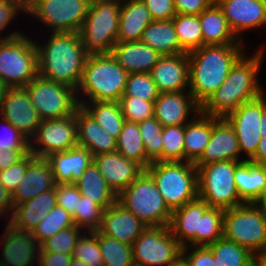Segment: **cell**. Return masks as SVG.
I'll return each mask as SVG.
<instances>
[{
	"instance_id": "obj_59",
	"label": "cell",
	"mask_w": 266,
	"mask_h": 266,
	"mask_svg": "<svg viewBox=\"0 0 266 266\" xmlns=\"http://www.w3.org/2000/svg\"><path fill=\"white\" fill-rule=\"evenodd\" d=\"M13 201L11 193L0 182V216L5 217L8 212L13 213Z\"/></svg>"
},
{
	"instance_id": "obj_42",
	"label": "cell",
	"mask_w": 266,
	"mask_h": 266,
	"mask_svg": "<svg viewBox=\"0 0 266 266\" xmlns=\"http://www.w3.org/2000/svg\"><path fill=\"white\" fill-rule=\"evenodd\" d=\"M140 134L144 142L147 159L152 163L162 161V131L163 126L152 117L138 123Z\"/></svg>"
},
{
	"instance_id": "obj_41",
	"label": "cell",
	"mask_w": 266,
	"mask_h": 266,
	"mask_svg": "<svg viewBox=\"0 0 266 266\" xmlns=\"http://www.w3.org/2000/svg\"><path fill=\"white\" fill-rule=\"evenodd\" d=\"M74 222L70 213L63 207L56 205L51 209L44 219L37 225L32 235L41 245L44 241L51 238L57 232L74 226Z\"/></svg>"
},
{
	"instance_id": "obj_21",
	"label": "cell",
	"mask_w": 266,
	"mask_h": 266,
	"mask_svg": "<svg viewBox=\"0 0 266 266\" xmlns=\"http://www.w3.org/2000/svg\"><path fill=\"white\" fill-rule=\"evenodd\" d=\"M159 93L189 89L188 53L161 56L150 71Z\"/></svg>"
},
{
	"instance_id": "obj_26",
	"label": "cell",
	"mask_w": 266,
	"mask_h": 266,
	"mask_svg": "<svg viewBox=\"0 0 266 266\" xmlns=\"http://www.w3.org/2000/svg\"><path fill=\"white\" fill-rule=\"evenodd\" d=\"M56 182L48 161L35 157L27 167L24 177L11 193L13 206L31 200L40 193L54 189Z\"/></svg>"
},
{
	"instance_id": "obj_45",
	"label": "cell",
	"mask_w": 266,
	"mask_h": 266,
	"mask_svg": "<svg viewBox=\"0 0 266 266\" xmlns=\"http://www.w3.org/2000/svg\"><path fill=\"white\" fill-rule=\"evenodd\" d=\"M159 91L150 73H130L127 77L122 97H137L145 101L155 102Z\"/></svg>"
},
{
	"instance_id": "obj_44",
	"label": "cell",
	"mask_w": 266,
	"mask_h": 266,
	"mask_svg": "<svg viewBox=\"0 0 266 266\" xmlns=\"http://www.w3.org/2000/svg\"><path fill=\"white\" fill-rule=\"evenodd\" d=\"M103 211L104 209L100 205L82 195L78 197L77 212L72 219L78 228L98 231L101 226Z\"/></svg>"
},
{
	"instance_id": "obj_50",
	"label": "cell",
	"mask_w": 266,
	"mask_h": 266,
	"mask_svg": "<svg viewBox=\"0 0 266 266\" xmlns=\"http://www.w3.org/2000/svg\"><path fill=\"white\" fill-rule=\"evenodd\" d=\"M35 157L36 156L33 153L28 152L17 163L13 164L12 166L3 171H0V182L10 193H12L17 187V185L20 183V181L25 175L28 164Z\"/></svg>"
},
{
	"instance_id": "obj_56",
	"label": "cell",
	"mask_w": 266,
	"mask_h": 266,
	"mask_svg": "<svg viewBox=\"0 0 266 266\" xmlns=\"http://www.w3.org/2000/svg\"><path fill=\"white\" fill-rule=\"evenodd\" d=\"M176 14L199 15L209 8L215 0H173Z\"/></svg>"
},
{
	"instance_id": "obj_43",
	"label": "cell",
	"mask_w": 266,
	"mask_h": 266,
	"mask_svg": "<svg viewBox=\"0 0 266 266\" xmlns=\"http://www.w3.org/2000/svg\"><path fill=\"white\" fill-rule=\"evenodd\" d=\"M224 210L210 207L200 218L199 246H209L223 237Z\"/></svg>"
},
{
	"instance_id": "obj_28",
	"label": "cell",
	"mask_w": 266,
	"mask_h": 266,
	"mask_svg": "<svg viewBox=\"0 0 266 266\" xmlns=\"http://www.w3.org/2000/svg\"><path fill=\"white\" fill-rule=\"evenodd\" d=\"M111 55L130 73H150L162 56L155 49L141 41L117 42Z\"/></svg>"
},
{
	"instance_id": "obj_8",
	"label": "cell",
	"mask_w": 266,
	"mask_h": 266,
	"mask_svg": "<svg viewBox=\"0 0 266 266\" xmlns=\"http://www.w3.org/2000/svg\"><path fill=\"white\" fill-rule=\"evenodd\" d=\"M38 76L36 42L25 36L0 40V81L8 88L26 87Z\"/></svg>"
},
{
	"instance_id": "obj_34",
	"label": "cell",
	"mask_w": 266,
	"mask_h": 266,
	"mask_svg": "<svg viewBox=\"0 0 266 266\" xmlns=\"http://www.w3.org/2000/svg\"><path fill=\"white\" fill-rule=\"evenodd\" d=\"M140 41L162 56L185 53L179 44L173 20L152 21L142 33Z\"/></svg>"
},
{
	"instance_id": "obj_12",
	"label": "cell",
	"mask_w": 266,
	"mask_h": 266,
	"mask_svg": "<svg viewBox=\"0 0 266 266\" xmlns=\"http://www.w3.org/2000/svg\"><path fill=\"white\" fill-rule=\"evenodd\" d=\"M24 88L41 120L68 117L79 107L76 90L39 75Z\"/></svg>"
},
{
	"instance_id": "obj_22",
	"label": "cell",
	"mask_w": 266,
	"mask_h": 266,
	"mask_svg": "<svg viewBox=\"0 0 266 266\" xmlns=\"http://www.w3.org/2000/svg\"><path fill=\"white\" fill-rule=\"evenodd\" d=\"M93 162L116 195L126 189L144 171L139 164L126 159L117 151L93 156Z\"/></svg>"
},
{
	"instance_id": "obj_55",
	"label": "cell",
	"mask_w": 266,
	"mask_h": 266,
	"mask_svg": "<svg viewBox=\"0 0 266 266\" xmlns=\"http://www.w3.org/2000/svg\"><path fill=\"white\" fill-rule=\"evenodd\" d=\"M153 21L172 20L176 15L173 0H143Z\"/></svg>"
},
{
	"instance_id": "obj_65",
	"label": "cell",
	"mask_w": 266,
	"mask_h": 266,
	"mask_svg": "<svg viewBox=\"0 0 266 266\" xmlns=\"http://www.w3.org/2000/svg\"><path fill=\"white\" fill-rule=\"evenodd\" d=\"M69 266H88L82 260L72 258Z\"/></svg>"
},
{
	"instance_id": "obj_54",
	"label": "cell",
	"mask_w": 266,
	"mask_h": 266,
	"mask_svg": "<svg viewBox=\"0 0 266 266\" xmlns=\"http://www.w3.org/2000/svg\"><path fill=\"white\" fill-rule=\"evenodd\" d=\"M187 250H191L190 253ZM181 258L188 266H216L213 253L208 246H184Z\"/></svg>"
},
{
	"instance_id": "obj_1",
	"label": "cell",
	"mask_w": 266,
	"mask_h": 266,
	"mask_svg": "<svg viewBox=\"0 0 266 266\" xmlns=\"http://www.w3.org/2000/svg\"><path fill=\"white\" fill-rule=\"evenodd\" d=\"M264 47L252 56L245 52L232 65L221 86L200 106V112L215 118H225L240 105L265 94L258 81Z\"/></svg>"
},
{
	"instance_id": "obj_52",
	"label": "cell",
	"mask_w": 266,
	"mask_h": 266,
	"mask_svg": "<svg viewBox=\"0 0 266 266\" xmlns=\"http://www.w3.org/2000/svg\"><path fill=\"white\" fill-rule=\"evenodd\" d=\"M24 11L26 13V0H1L0 1V34L1 32L9 26V24L14 20L16 15ZM19 31H14L6 35V37H1L0 40L10 39L21 35Z\"/></svg>"
},
{
	"instance_id": "obj_35",
	"label": "cell",
	"mask_w": 266,
	"mask_h": 266,
	"mask_svg": "<svg viewBox=\"0 0 266 266\" xmlns=\"http://www.w3.org/2000/svg\"><path fill=\"white\" fill-rule=\"evenodd\" d=\"M81 195L93 200L104 210L117 201V195L105 182L98 167L92 162L75 182Z\"/></svg>"
},
{
	"instance_id": "obj_17",
	"label": "cell",
	"mask_w": 266,
	"mask_h": 266,
	"mask_svg": "<svg viewBox=\"0 0 266 266\" xmlns=\"http://www.w3.org/2000/svg\"><path fill=\"white\" fill-rule=\"evenodd\" d=\"M5 225L0 266H33L37 263L41 247L32 232L18 230L8 222Z\"/></svg>"
},
{
	"instance_id": "obj_38",
	"label": "cell",
	"mask_w": 266,
	"mask_h": 266,
	"mask_svg": "<svg viewBox=\"0 0 266 266\" xmlns=\"http://www.w3.org/2000/svg\"><path fill=\"white\" fill-rule=\"evenodd\" d=\"M216 266H254L255 255L245 247L224 237L208 246Z\"/></svg>"
},
{
	"instance_id": "obj_61",
	"label": "cell",
	"mask_w": 266,
	"mask_h": 266,
	"mask_svg": "<svg viewBox=\"0 0 266 266\" xmlns=\"http://www.w3.org/2000/svg\"><path fill=\"white\" fill-rule=\"evenodd\" d=\"M253 203L260 210V212L266 219V191Z\"/></svg>"
},
{
	"instance_id": "obj_25",
	"label": "cell",
	"mask_w": 266,
	"mask_h": 266,
	"mask_svg": "<svg viewBox=\"0 0 266 266\" xmlns=\"http://www.w3.org/2000/svg\"><path fill=\"white\" fill-rule=\"evenodd\" d=\"M48 161L56 184H75L86 168L93 162L92 153L84 147L49 154Z\"/></svg>"
},
{
	"instance_id": "obj_13",
	"label": "cell",
	"mask_w": 266,
	"mask_h": 266,
	"mask_svg": "<svg viewBox=\"0 0 266 266\" xmlns=\"http://www.w3.org/2000/svg\"><path fill=\"white\" fill-rule=\"evenodd\" d=\"M135 266H170L181 258L182 246L169 226H148L132 245Z\"/></svg>"
},
{
	"instance_id": "obj_53",
	"label": "cell",
	"mask_w": 266,
	"mask_h": 266,
	"mask_svg": "<svg viewBox=\"0 0 266 266\" xmlns=\"http://www.w3.org/2000/svg\"><path fill=\"white\" fill-rule=\"evenodd\" d=\"M56 204L73 217L77 212L78 197L81 193L75 184H56Z\"/></svg>"
},
{
	"instance_id": "obj_36",
	"label": "cell",
	"mask_w": 266,
	"mask_h": 266,
	"mask_svg": "<svg viewBox=\"0 0 266 266\" xmlns=\"http://www.w3.org/2000/svg\"><path fill=\"white\" fill-rule=\"evenodd\" d=\"M90 116L105 130L110 136L118 138L126 121L119 102L95 101L78 102Z\"/></svg>"
},
{
	"instance_id": "obj_58",
	"label": "cell",
	"mask_w": 266,
	"mask_h": 266,
	"mask_svg": "<svg viewBox=\"0 0 266 266\" xmlns=\"http://www.w3.org/2000/svg\"><path fill=\"white\" fill-rule=\"evenodd\" d=\"M30 150H0V171L21 160Z\"/></svg>"
},
{
	"instance_id": "obj_37",
	"label": "cell",
	"mask_w": 266,
	"mask_h": 266,
	"mask_svg": "<svg viewBox=\"0 0 266 266\" xmlns=\"http://www.w3.org/2000/svg\"><path fill=\"white\" fill-rule=\"evenodd\" d=\"M116 151L126 159L139 164L144 170L151 164L147 159L138 123L124 122L122 130L117 138Z\"/></svg>"
},
{
	"instance_id": "obj_11",
	"label": "cell",
	"mask_w": 266,
	"mask_h": 266,
	"mask_svg": "<svg viewBox=\"0 0 266 266\" xmlns=\"http://www.w3.org/2000/svg\"><path fill=\"white\" fill-rule=\"evenodd\" d=\"M91 0H26V13L41 20L51 33H79Z\"/></svg>"
},
{
	"instance_id": "obj_33",
	"label": "cell",
	"mask_w": 266,
	"mask_h": 266,
	"mask_svg": "<svg viewBox=\"0 0 266 266\" xmlns=\"http://www.w3.org/2000/svg\"><path fill=\"white\" fill-rule=\"evenodd\" d=\"M212 134V117L198 113L184 125V161L195 163L202 155Z\"/></svg>"
},
{
	"instance_id": "obj_48",
	"label": "cell",
	"mask_w": 266,
	"mask_h": 266,
	"mask_svg": "<svg viewBox=\"0 0 266 266\" xmlns=\"http://www.w3.org/2000/svg\"><path fill=\"white\" fill-rule=\"evenodd\" d=\"M81 230L84 232L83 229L74 225L57 232L40 245V252H53L73 255L77 240L83 233Z\"/></svg>"
},
{
	"instance_id": "obj_6",
	"label": "cell",
	"mask_w": 266,
	"mask_h": 266,
	"mask_svg": "<svg viewBox=\"0 0 266 266\" xmlns=\"http://www.w3.org/2000/svg\"><path fill=\"white\" fill-rule=\"evenodd\" d=\"M117 202L147 227L170 224L172 211L166 205L154 179L146 170L117 195Z\"/></svg>"
},
{
	"instance_id": "obj_10",
	"label": "cell",
	"mask_w": 266,
	"mask_h": 266,
	"mask_svg": "<svg viewBox=\"0 0 266 266\" xmlns=\"http://www.w3.org/2000/svg\"><path fill=\"white\" fill-rule=\"evenodd\" d=\"M223 237L250 250H266V219L254 203L224 210Z\"/></svg>"
},
{
	"instance_id": "obj_23",
	"label": "cell",
	"mask_w": 266,
	"mask_h": 266,
	"mask_svg": "<svg viewBox=\"0 0 266 266\" xmlns=\"http://www.w3.org/2000/svg\"><path fill=\"white\" fill-rule=\"evenodd\" d=\"M146 227L141 220L116 201L103 211L99 231L132 246Z\"/></svg>"
},
{
	"instance_id": "obj_46",
	"label": "cell",
	"mask_w": 266,
	"mask_h": 266,
	"mask_svg": "<svg viewBox=\"0 0 266 266\" xmlns=\"http://www.w3.org/2000/svg\"><path fill=\"white\" fill-rule=\"evenodd\" d=\"M72 257L82 260L88 266H103L98 231H84L77 240Z\"/></svg>"
},
{
	"instance_id": "obj_32",
	"label": "cell",
	"mask_w": 266,
	"mask_h": 266,
	"mask_svg": "<svg viewBox=\"0 0 266 266\" xmlns=\"http://www.w3.org/2000/svg\"><path fill=\"white\" fill-rule=\"evenodd\" d=\"M235 185L245 203H253L266 191V166L242 161L235 168Z\"/></svg>"
},
{
	"instance_id": "obj_18",
	"label": "cell",
	"mask_w": 266,
	"mask_h": 266,
	"mask_svg": "<svg viewBox=\"0 0 266 266\" xmlns=\"http://www.w3.org/2000/svg\"><path fill=\"white\" fill-rule=\"evenodd\" d=\"M235 36L266 25V0H215Z\"/></svg>"
},
{
	"instance_id": "obj_9",
	"label": "cell",
	"mask_w": 266,
	"mask_h": 266,
	"mask_svg": "<svg viewBox=\"0 0 266 266\" xmlns=\"http://www.w3.org/2000/svg\"><path fill=\"white\" fill-rule=\"evenodd\" d=\"M242 161H218L195 165L198 172V197L210 207L223 210L245 202L239 197L235 185V168Z\"/></svg>"
},
{
	"instance_id": "obj_4",
	"label": "cell",
	"mask_w": 266,
	"mask_h": 266,
	"mask_svg": "<svg viewBox=\"0 0 266 266\" xmlns=\"http://www.w3.org/2000/svg\"><path fill=\"white\" fill-rule=\"evenodd\" d=\"M128 74L111 53L89 54L76 90L78 102H119L125 90ZM79 97H82L81 100Z\"/></svg>"
},
{
	"instance_id": "obj_57",
	"label": "cell",
	"mask_w": 266,
	"mask_h": 266,
	"mask_svg": "<svg viewBox=\"0 0 266 266\" xmlns=\"http://www.w3.org/2000/svg\"><path fill=\"white\" fill-rule=\"evenodd\" d=\"M72 255L53 253V252H40L38 259V266H69Z\"/></svg>"
},
{
	"instance_id": "obj_64",
	"label": "cell",
	"mask_w": 266,
	"mask_h": 266,
	"mask_svg": "<svg viewBox=\"0 0 266 266\" xmlns=\"http://www.w3.org/2000/svg\"><path fill=\"white\" fill-rule=\"evenodd\" d=\"M7 89L8 87L2 81H0V110H1L2 102L4 101V97H5Z\"/></svg>"
},
{
	"instance_id": "obj_63",
	"label": "cell",
	"mask_w": 266,
	"mask_h": 266,
	"mask_svg": "<svg viewBox=\"0 0 266 266\" xmlns=\"http://www.w3.org/2000/svg\"><path fill=\"white\" fill-rule=\"evenodd\" d=\"M261 136L266 135V109L262 112V117L260 119Z\"/></svg>"
},
{
	"instance_id": "obj_14",
	"label": "cell",
	"mask_w": 266,
	"mask_h": 266,
	"mask_svg": "<svg viewBox=\"0 0 266 266\" xmlns=\"http://www.w3.org/2000/svg\"><path fill=\"white\" fill-rule=\"evenodd\" d=\"M77 145L75 111L73 115L62 119L42 120L30 139V152L38 158H45L51 153L66 151Z\"/></svg>"
},
{
	"instance_id": "obj_31",
	"label": "cell",
	"mask_w": 266,
	"mask_h": 266,
	"mask_svg": "<svg viewBox=\"0 0 266 266\" xmlns=\"http://www.w3.org/2000/svg\"><path fill=\"white\" fill-rule=\"evenodd\" d=\"M204 46L243 44L230 29L222 9L214 2L199 14Z\"/></svg>"
},
{
	"instance_id": "obj_7",
	"label": "cell",
	"mask_w": 266,
	"mask_h": 266,
	"mask_svg": "<svg viewBox=\"0 0 266 266\" xmlns=\"http://www.w3.org/2000/svg\"><path fill=\"white\" fill-rule=\"evenodd\" d=\"M121 1L91 0L79 31L88 54H109L117 43Z\"/></svg>"
},
{
	"instance_id": "obj_47",
	"label": "cell",
	"mask_w": 266,
	"mask_h": 266,
	"mask_svg": "<svg viewBox=\"0 0 266 266\" xmlns=\"http://www.w3.org/2000/svg\"><path fill=\"white\" fill-rule=\"evenodd\" d=\"M162 143V161H184V125L163 127Z\"/></svg>"
},
{
	"instance_id": "obj_51",
	"label": "cell",
	"mask_w": 266,
	"mask_h": 266,
	"mask_svg": "<svg viewBox=\"0 0 266 266\" xmlns=\"http://www.w3.org/2000/svg\"><path fill=\"white\" fill-rule=\"evenodd\" d=\"M0 120L5 130L0 136V150H30V140L4 118Z\"/></svg>"
},
{
	"instance_id": "obj_16",
	"label": "cell",
	"mask_w": 266,
	"mask_h": 266,
	"mask_svg": "<svg viewBox=\"0 0 266 266\" xmlns=\"http://www.w3.org/2000/svg\"><path fill=\"white\" fill-rule=\"evenodd\" d=\"M0 117L11 123L29 140L35 135L42 121L24 87L7 89Z\"/></svg>"
},
{
	"instance_id": "obj_5",
	"label": "cell",
	"mask_w": 266,
	"mask_h": 266,
	"mask_svg": "<svg viewBox=\"0 0 266 266\" xmlns=\"http://www.w3.org/2000/svg\"><path fill=\"white\" fill-rule=\"evenodd\" d=\"M171 211L198 198V172L187 161H155L145 169Z\"/></svg>"
},
{
	"instance_id": "obj_39",
	"label": "cell",
	"mask_w": 266,
	"mask_h": 266,
	"mask_svg": "<svg viewBox=\"0 0 266 266\" xmlns=\"http://www.w3.org/2000/svg\"><path fill=\"white\" fill-rule=\"evenodd\" d=\"M172 20L179 44L185 53L204 46L199 15L176 14Z\"/></svg>"
},
{
	"instance_id": "obj_29",
	"label": "cell",
	"mask_w": 266,
	"mask_h": 266,
	"mask_svg": "<svg viewBox=\"0 0 266 266\" xmlns=\"http://www.w3.org/2000/svg\"><path fill=\"white\" fill-rule=\"evenodd\" d=\"M78 146L93 156L116 151L117 139L110 136L81 106L76 109Z\"/></svg>"
},
{
	"instance_id": "obj_2",
	"label": "cell",
	"mask_w": 266,
	"mask_h": 266,
	"mask_svg": "<svg viewBox=\"0 0 266 266\" xmlns=\"http://www.w3.org/2000/svg\"><path fill=\"white\" fill-rule=\"evenodd\" d=\"M43 44L36 42L38 75L77 90L89 55L79 33H51Z\"/></svg>"
},
{
	"instance_id": "obj_27",
	"label": "cell",
	"mask_w": 266,
	"mask_h": 266,
	"mask_svg": "<svg viewBox=\"0 0 266 266\" xmlns=\"http://www.w3.org/2000/svg\"><path fill=\"white\" fill-rule=\"evenodd\" d=\"M56 205L55 187L15 206L11 219H8L7 222L18 230L33 232L47 213Z\"/></svg>"
},
{
	"instance_id": "obj_40",
	"label": "cell",
	"mask_w": 266,
	"mask_h": 266,
	"mask_svg": "<svg viewBox=\"0 0 266 266\" xmlns=\"http://www.w3.org/2000/svg\"><path fill=\"white\" fill-rule=\"evenodd\" d=\"M98 242L102 254L103 266H135L131 245L103 235L99 230Z\"/></svg>"
},
{
	"instance_id": "obj_20",
	"label": "cell",
	"mask_w": 266,
	"mask_h": 266,
	"mask_svg": "<svg viewBox=\"0 0 266 266\" xmlns=\"http://www.w3.org/2000/svg\"><path fill=\"white\" fill-rule=\"evenodd\" d=\"M239 142L236 134L225 118L212 117V134L208 145L195 165H205L218 161H245L239 159Z\"/></svg>"
},
{
	"instance_id": "obj_3",
	"label": "cell",
	"mask_w": 266,
	"mask_h": 266,
	"mask_svg": "<svg viewBox=\"0 0 266 266\" xmlns=\"http://www.w3.org/2000/svg\"><path fill=\"white\" fill-rule=\"evenodd\" d=\"M244 44L207 45L188 53L189 92L201 106L225 81Z\"/></svg>"
},
{
	"instance_id": "obj_66",
	"label": "cell",
	"mask_w": 266,
	"mask_h": 266,
	"mask_svg": "<svg viewBox=\"0 0 266 266\" xmlns=\"http://www.w3.org/2000/svg\"><path fill=\"white\" fill-rule=\"evenodd\" d=\"M170 266H188V265L185 263V261L182 258H180L176 263Z\"/></svg>"
},
{
	"instance_id": "obj_30",
	"label": "cell",
	"mask_w": 266,
	"mask_h": 266,
	"mask_svg": "<svg viewBox=\"0 0 266 266\" xmlns=\"http://www.w3.org/2000/svg\"><path fill=\"white\" fill-rule=\"evenodd\" d=\"M152 21L143 0L121 2L117 42L140 41L142 33Z\"/></svg>"
},
{
	"instance_id": "obj_60",
	"label": "cell",
	"mask_w": 266,
	"mask_h": 266,
	"mask_svg": "<svg viewBox=\"0 0 266 266\" xmlns=\"http://www.w3.org/2000/svg\"><path fill=\"white\" fill-rule=\"evenodd\" d=\"M250 161L258 165L266 166V135L261 136L256 155Z\"/></svg>"
},
{
	"instance_id": "obj_49",
	"label": "cell",
	"mask_w": 266,
	"mask_h": 266,
	"mask_svg": "<svg viewBox=\"0 0 266 266\" xmlns=\"http://www.w3.org/2000/svg\"><path fill=\"white\" fill-rule=\"evenodd\" d=\"M119 104L126 121L139 123L154 117V102L137 97H121Z\"/></svg>"
},
{
	"instance_id": "obj_24",
	"label": "cell",
	"mask_w": 266,
	"mask_h": 266,
	"mask_svg": "<svg viewBox=\"0 0 266 266\" xmlns=\"http://www.w3.org/2000/svg\"><path fill=\"white\" fill-rule=\"evenodd\" d=\"M210 206L199 197L172 211L169 228L179 244L199 246L200 218Z\"/></svg>"
},
{
	"instance_id": "obj_19",
	"label": "cell",
	"mask_w": 266,
	"mask_h": 266,
	"mask_svg": "<svg viewBox=\"0 0 266 266\" xmlns=\"http://www.w3.org/2000/svg\"><path fill=\"white\" fill-rule=\"evenodd\" d=\"M191 113H200V105L189 90L159 93L154 102V117L163 127L186 125Z\"/></svg>"
},
{
	"instance_id": "obj_62",
	"label": "cell",
	"mask_w": 266,
	"mask_h": 266,
	"mask_svg": "<svg viewBox=\"0 0 266 266\" xmlns=\"http://www.w3.org/2000/svg\"><path fill=\"white\" fill-rule=\"evenodd\" d=\"M254 266H266V250L255 254Z\"/></svg>"
},
{
	"instance_id": "obj_15",
	"label": "cell",
	"mask_w": 266,
	"mask_h": 266,
	"mask_svg": "<svg viewBox=\"0 0 266 266\" xmlns=\"http://www.w3.org/2000/svg\"><path fill=\"white\" fill-rule=\"evenodd\" d=\"M265 109L266 97L263 94L257 99L243 103L225 117L236 134L240 153L246 154L247 161L256 155L261 140L260 119Z\"/></svg>"
}]
</instances>
